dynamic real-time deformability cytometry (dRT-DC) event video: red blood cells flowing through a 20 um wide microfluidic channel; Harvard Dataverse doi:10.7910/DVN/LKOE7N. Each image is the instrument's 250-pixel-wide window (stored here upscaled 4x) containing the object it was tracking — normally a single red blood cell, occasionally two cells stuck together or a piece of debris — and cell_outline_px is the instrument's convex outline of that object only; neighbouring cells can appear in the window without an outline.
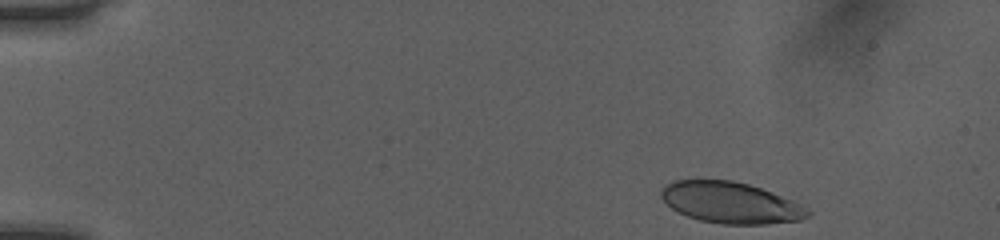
{"species": "human", "species_latin": "Homo sapiens", "temperature_condition": "room temperature", "stored_images_in_passage": 45, "camera_frame_rate_fps": 3000, "um_per_image_px": 0.085, "donor": {"sex": "female"}, "frame": {"image": 1, "passage_image": 1, "time_ms": 0.0, "image_size_px": [1000, 240], "cell_outline_px": [[812, 212], [808, 216], [800, 220], [768, 224], [724, 224], [700, 220], [688, 216], [672, 208], [660, 196], [660, 192], [672, 180], [732, 180], [748, 184], [772, 192], [792, 200], [808, 208]], "centroid_in_image_um": [62.13, 17.23], "position_along_channel_um": 22.9, "area_um2": 34.97}}
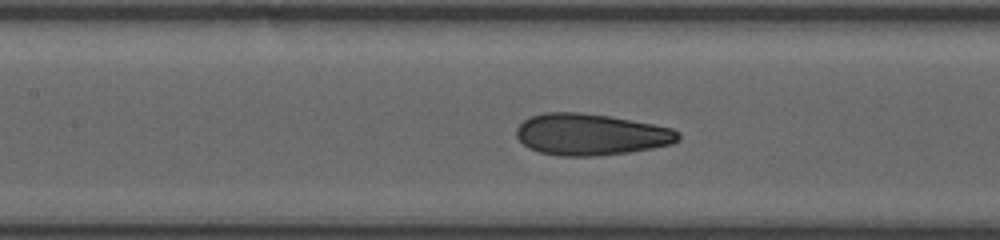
{"frame": {"image": 2, "passage_image": 19, "time_ms": 6.0, "image_size_px": [1000, 240], "cell_outline_px": [[680, 140], [672, 144], [652, 148], [628, 152], [592, 156], [560, 156], [540, 152], [528, 148], [516, 136], [516, 128], [524, 120], [532, 116], [544, 112], [576, 112], [608, 116], [652, 124], [672, 128], [680, 132]], "centroid_in_image_um": [50.22, 11.43], "position_along_channel_um": 157.2, "area_um2": 39.02}}
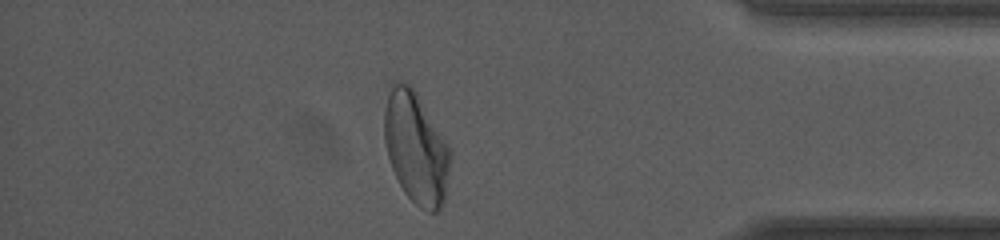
{"frame": {"image": 3, "passage_image": 39, "time_ms": 12.667, "image_size_px": [1000, 240], "cell_outline_px": [[452, 156], [444, 204], [436, 212], [428, 212], [420, 208], [404, 192], [392, 168], [388, 156], [384, 140], [384, 108], [392, 80], [400, 80], [408, 84], [416, 92], [448, 144], [452, 152]], "centroid_in_image_um": [35.36, 12.57], "position_along_channel_um": 399.8, "area_um2": 43.06}, "authors_computed_cell_mechanics": {"area_um2": 38.7838, "velocity_mm_per_s": 4.0388, "shape_relaxation_time_tau1_ms": 6.3061, "shape_relaxation_time_tau2_ms": 0.8425, "deformation_change_tau1": 0.1869, "deformation_change_tau2": 0.0636}}